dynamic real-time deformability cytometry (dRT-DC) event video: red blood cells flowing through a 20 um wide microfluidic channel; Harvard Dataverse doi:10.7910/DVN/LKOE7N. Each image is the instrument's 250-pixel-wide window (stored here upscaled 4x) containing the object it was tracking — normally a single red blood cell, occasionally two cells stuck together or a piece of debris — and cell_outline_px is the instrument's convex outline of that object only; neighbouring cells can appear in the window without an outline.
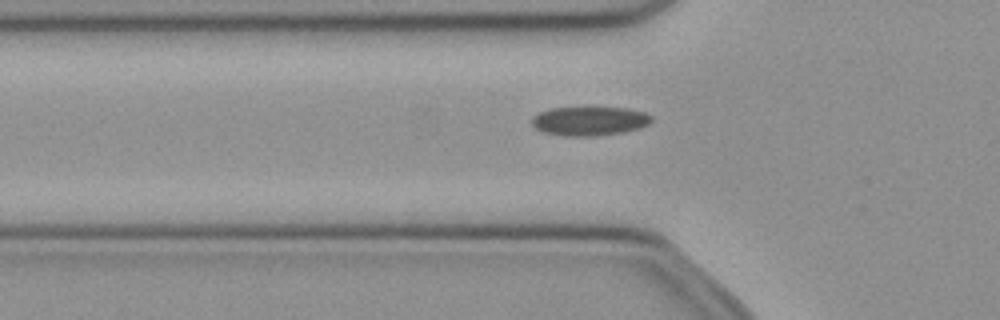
{"species": "common noctule bat (a hibernating species)", "species_latin": "Nyctalus noctula", "temperature_condition": "cold", "stored_images_in_passage": 36, "camera_frame_rate_fps": 3000, "um_per_image_px": 0.085, "animal": {"sex": "female", "body_mass_g": 21.9}, "frame": {"image": 1, "passage_image": 2, "time_ms": 0.333, "image_size_px": [1000, 320], "cell_outline_px": [[652, 120], [648, 124], [640, 128], [624, 132], [596, 136], [564, 136], [544, 132], [536, 128], [532, 124], [532, 116], [548, 108], [628, 108], [644, 112], [652, 116]], "centroid_in_image_um": [50.11, 10.29], "position_along_channel_um": 75.7, "area_um2": 20.23}}
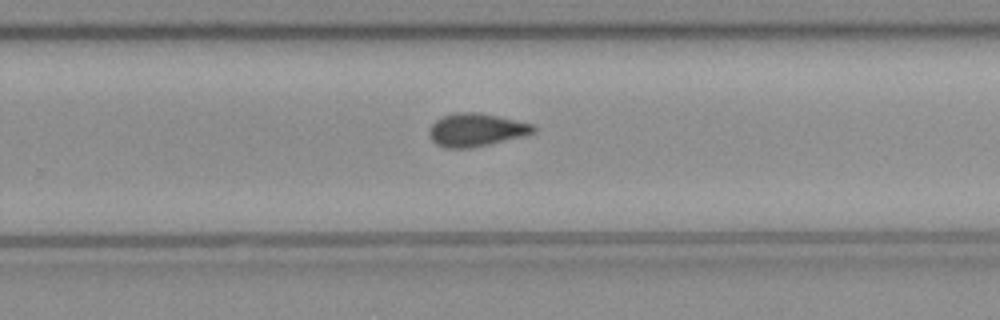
{"frame": {"image": 2, "passage_image": 18, "time_ms": 5.667, "image_size_px": [1000, 320], "cell_outline_px": [[536, 132], [524, 136], [472, 148], [444, 148], [436, 144], [428, 136], [428, 128], [436, 120], [444, 116], [460, 112], [480, 112], [516, 120], [532, 124], [536, 128]], "centroid_in_image_um": [40.46, 11.05], "position_along_channel_um": 289.3, "area_um2": 20.17}}
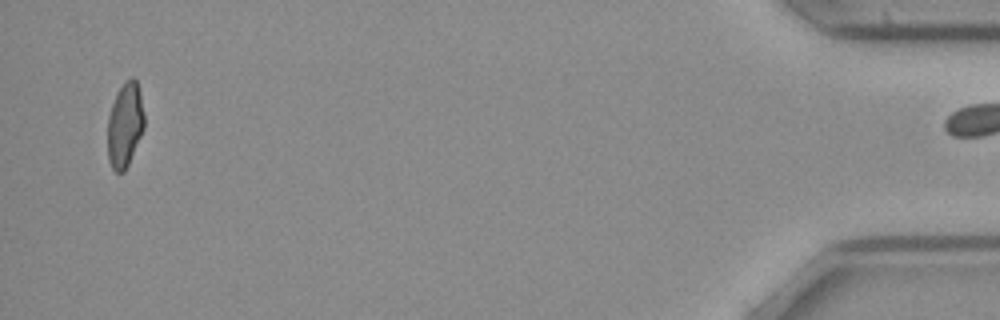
{"frame": {"image": 3, "passage_image": 35, "time_ms": 11.333, "image_size_px": [1000, 320], "cell_outline_px": [[144, 128], [128, 164], [124, 172], [116, 172], [112, 168], [108, 160], [108, 116], [116, 92], [124, 80], [132, 76], [136, 80], [140, 92], [144, 116]], "centroid_in_image_um": [10.61, 10.58], "position_along_channel_um": 424.6, "area_um2": 18.09}, "authors_computed_cell_mechanics": {"area_um2": 19.7098, "velocity_mm_per_s": 3.9827, "shape_relaxation_time_tau1_ms": null, "shape_relaxation_time_tau2_ms": 5.4077, "deformation_change_tau1": null, "deformation_change_tau2": 0.0939}}